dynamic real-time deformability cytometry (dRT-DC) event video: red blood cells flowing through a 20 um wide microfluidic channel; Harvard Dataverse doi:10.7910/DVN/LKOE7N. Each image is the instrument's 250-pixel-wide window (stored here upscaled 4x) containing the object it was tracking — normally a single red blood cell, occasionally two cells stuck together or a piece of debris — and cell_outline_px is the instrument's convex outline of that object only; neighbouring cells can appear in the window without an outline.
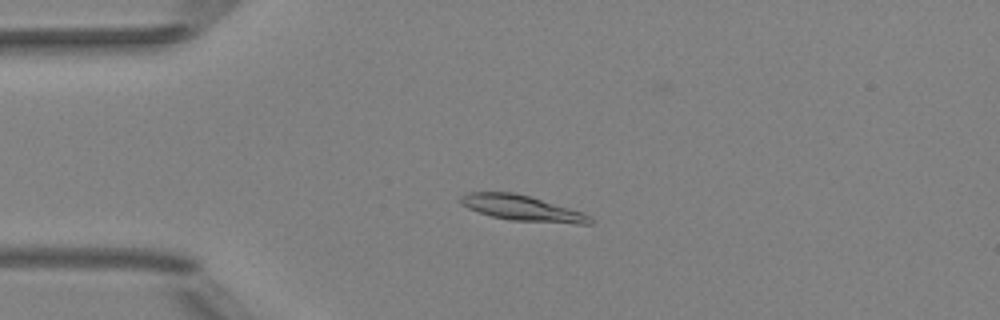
{"species": "Egyptian fruit bat (a non-hibernating species)", "species_latin": "Rousettus aegyptiacus", "temperature_condition": "room temperature", "stored_images_in_passage": 52, "camera_frame_rate_fps": 3000, "um_per_image_px": 0.085, "animal": {"sex": "female"}, "frame": {"image": 1, "passage_image": 13, "time_ms": 4.0, "image_size_px": [1000, 320], "cell_outline_px": [[592, 224], [576, 224], [508, 220], [492, 216], [468, 208], [460, 204], [460, 196], [464, 192], [512, 192], [528, 196], [584, 212], [592, 216]], "centroid_in_image_um": [44.39, 17.7], "position_along_channel_um": 40.6, "area_um2": 19.31}}
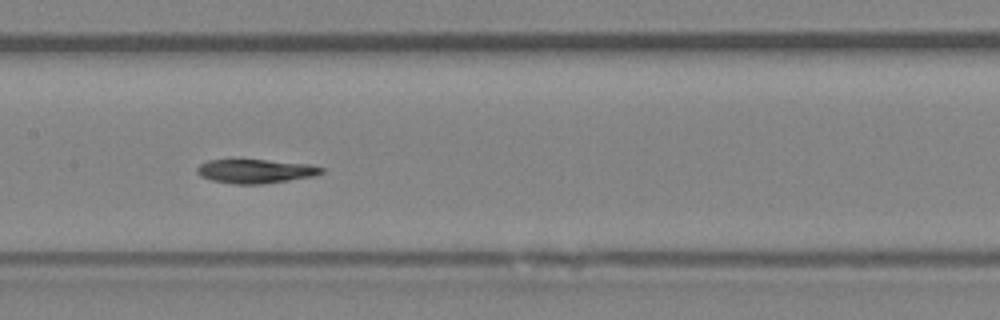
{"frame": {"image": 2, "passage_image": 26, "time_ms": 8.333, "image_size_px": [1000, 320], "cell_outline_px": [[324, 172], [316, 176], [264, 184], [232, 184], [212, 180], [200, 176], [196, 172], [196, 168], [200, 164], [208, 160], [268, 160], [312, 164], [324, 168]], "centroid_in_image_um": [21.75, 14.55], "position_along_channel_um": 185.6, "area_um2": 17.57}}
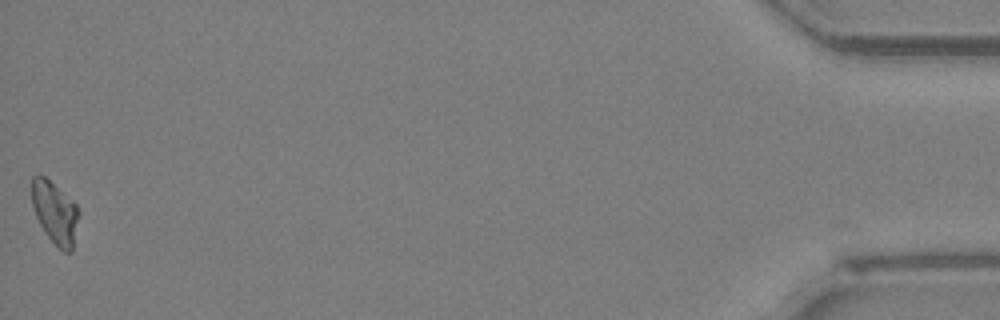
{"frame": {"image": 3, "passage_image": 52, "time_ms": 17.0, "image_size_px": [1000, 320], "cell_outline_px": [[80, 212], [72, 252], [64, 252], [44, 232], [36, 216], [32, 204], [32, 176], [44, 176], [76, 204]], "centroid_in_image_um": [4.69, 18.09], "position_along_channel_um": 430.5, "area_um2": 16.76}}